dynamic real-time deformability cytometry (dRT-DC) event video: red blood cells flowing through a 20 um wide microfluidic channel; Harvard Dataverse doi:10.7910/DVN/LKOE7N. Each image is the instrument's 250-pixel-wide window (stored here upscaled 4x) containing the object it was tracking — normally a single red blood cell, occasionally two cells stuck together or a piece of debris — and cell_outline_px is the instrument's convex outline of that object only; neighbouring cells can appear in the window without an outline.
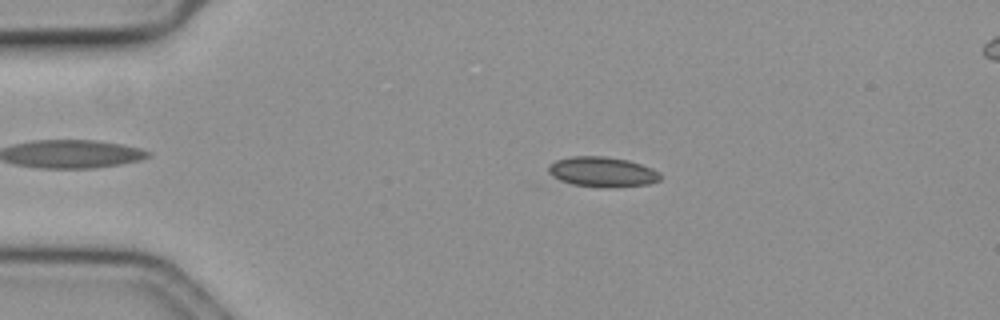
{"species": "common noctule bat (a hibernating species)", "species_latin": "Nyctalus noctula", "temperature_condition": "cold", "stored_images_in_passage": 52, "camera_frame_rate_fps": 3000, "um_per_image_px": 0.085, "animal": {"sex": "female", "body_mass_g": 19.3, "forearm_length_mm": 54.1}, "frame": {"image": 1, "passage_image": 6, "time_ms": 1.667, "image_size_px": [1000, 320], "cell_outline_px": [[660, 180], [648, 184], [612, 188], [600, 188], [572, 184], [560, 180], [552, 176], [548, 172], [548, 164], [556, 160], [572, 156], [604, 156], [628, 160], [652, 168], [660, 172]], "centroid_in_image_um": [51.18, 14.62], "position_along_channel_um": 33.8, "area_um2": 19.83}}
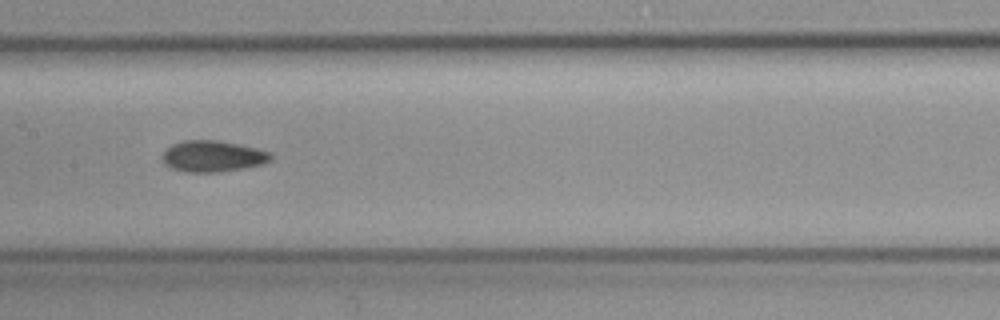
{"frame": {"image": 2, "passage_image": 23, "time_ms": 7.333, "image_size_px": [1000, 320], "cell_outline_px": [[272, 160], [264, 164], [220, 172], [184, 172], [172, 168], [164, 164], [164, 152], [172, 144], [184, 140], [216, 140], [256, 148], [272, 152]], "centroid_in_image_um": [18.12, 13.28], "position_along_channel_um": 189.3, "area_um2": 19.65}}
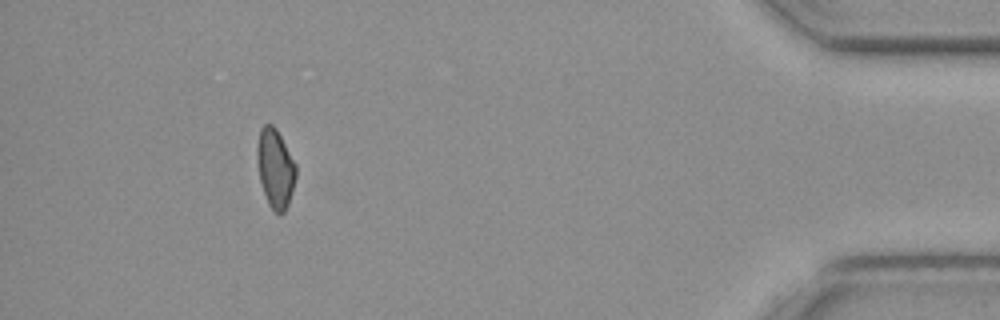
{"frame": {"image": 3, "passage_image": 47, "time_ms": 15.333, "image_size_px": [1000, 320], "cell_outline_px": [[296, 176], [292, 192], [288, 204], [284, 212], [280, 216], [268, 204], [260, 180], [256, 156], [256, 148], [260, 128], [264, 124], [272, 124], [276, 128], [296, 164]], "centroid_in_image_um": [23.39, 14.3], "position_along_channel_um": 411.8, "area_um2": 17.86}, "authors_computed_cell_mechanics": {"area_um2": 18.9006, "velocity_mm_per_s": 3.5621, "shape_relaxation_time_tau1_ms": null, "shape_relaxation_time_tau2_ms": 2.1858, "deformation_change_tau1": null, "deformation_change_tau2": 0.0709}}